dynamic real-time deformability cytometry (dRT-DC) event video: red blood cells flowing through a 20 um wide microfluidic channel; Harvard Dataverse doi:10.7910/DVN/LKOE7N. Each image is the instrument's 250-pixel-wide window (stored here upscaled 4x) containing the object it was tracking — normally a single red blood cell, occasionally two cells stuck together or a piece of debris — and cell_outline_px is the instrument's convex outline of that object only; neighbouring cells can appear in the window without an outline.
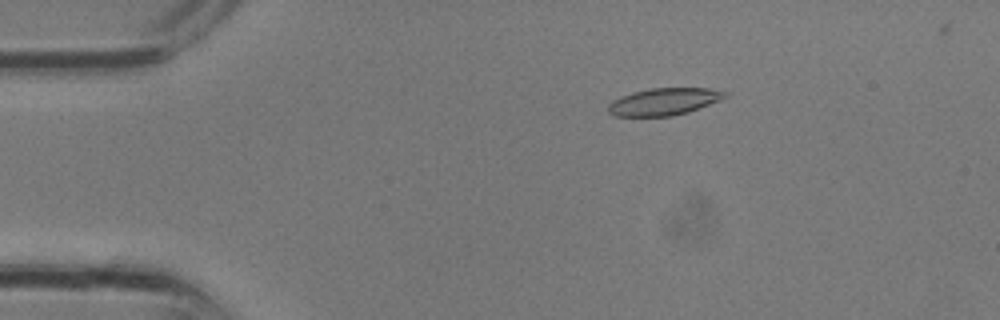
{"species": "common noctule bat (a hibernating species)", "species_latin": "Nyctalus noctula", "temperature_condition": "room temperature", "stored_images_in_passage": 31, "camera_frame_rate_fps": 3000, "um_per_image_px": 0.085, "animal": {"sex": "male", "body_mass_g": 13.3}, "frame": {"image": 1, "passage_image": 6, "time_ms": 1.667, "image_size_px": [1000, 320], "cell_outline_px": [[732, 92], [728, 96], [720, 100], [688, 112], [672, 116], [616, 116], [608, 112], [608, 104], [612, 100], [620, 96], [632, 92], [648, 88], [708, 88]], "centroid_in_image_um": [56.45, 8.62], "position_along_channel_um": 28.5, "area_um2": 18.67}}
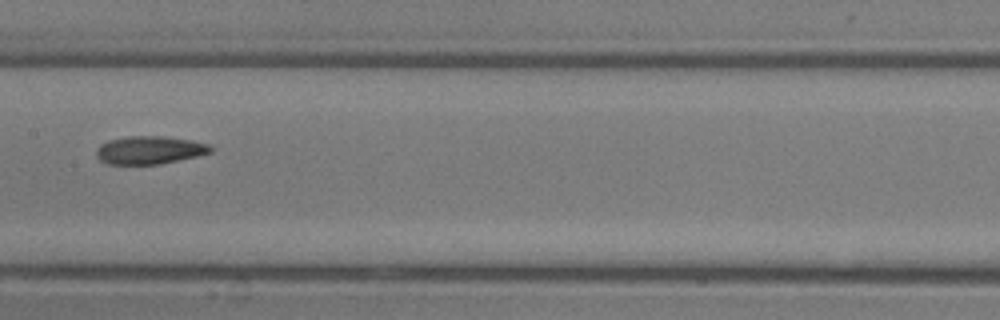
{"frame": {"image": 2, "passage_image": 16, "time_ms": 5.0, "image_size_px": [1000, 320], "cell_outline_px": [[212, 152], [196, 156], [160, 164], [108, 164], [100, 160], [96, 156], [96, 148], [100, 144], [108, 140], [128, 136], [160, 136], [192, 140], [208, 144], [212, 148]], "centroid_in_image_um": [12.68, 12.75], "position_along_channel_um": 194.7, "area_um2": 18.61}}
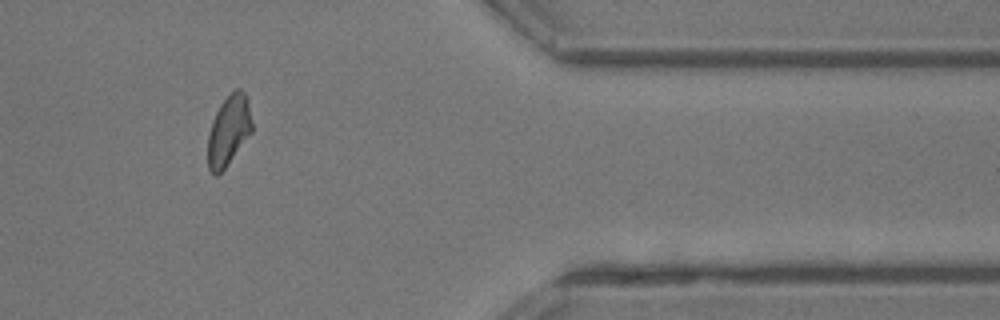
{"frame": {"image": 3, "passage_image": 26, "time_ms": 8.333, "image_size_px": [1000, 320], "cell_outline_px": [[252, 132], [224, 168], [216, 176], [208, 168], [208, 132], [212, 120], [220, 104], [236, 88], [240, 88], [248, 96], [252, 124]], "centroid_in_image_um": [19.44, 11.06], "position_along_channel_um": 392.0, "area_um2": 17.98}}